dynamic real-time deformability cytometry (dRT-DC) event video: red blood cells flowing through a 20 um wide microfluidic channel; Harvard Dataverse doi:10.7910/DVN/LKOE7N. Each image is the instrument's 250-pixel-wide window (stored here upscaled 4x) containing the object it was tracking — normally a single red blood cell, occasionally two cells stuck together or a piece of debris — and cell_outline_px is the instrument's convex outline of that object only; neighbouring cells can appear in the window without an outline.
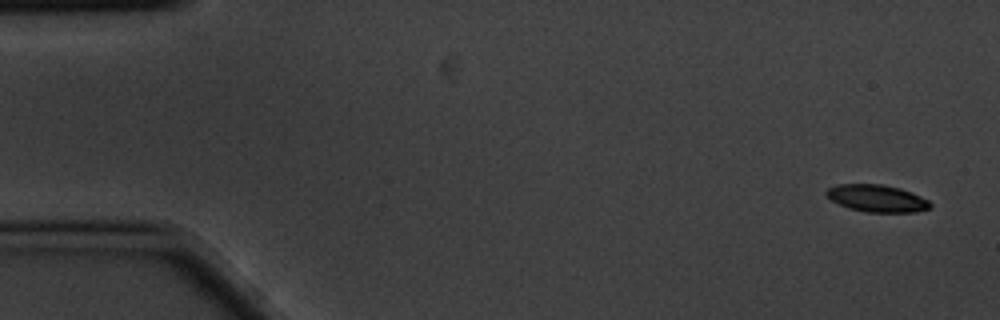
{"species": "common noctule bat (a hibernating species)", "species_latin": "Nyctalus noctula", "temperature_condition": "cold", "stored_images_in_passage": 4, "camera_frame_rate_fps": 3000, "um_per_image_px": 0.085, "animal": {"sex": "male", "body_mass_g": 20.1, "forearm_length_mm": 53.5}, "frame": {"image": 1, "passage_image": 1, "time_ms": 0.0, "image_size_px": [1000, 320], "cell_outline_px": [[932, 204], [928, 208], [916, 212], [868, 212], [848, 208], [832, 200], [824, 192], [828, 188], [836, 184], [880, 184], [900, 188], [912, 192], [928, 200]], "centroid_in_image_um": [74.53, 16.85], "position_along_channel_um": 10.5, "area_um2": 16.36}}
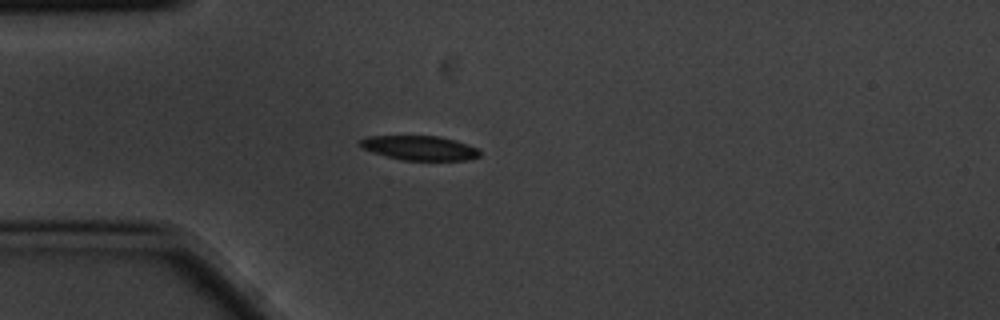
{"frame": {"image": 2, "passage_image": 4, "time_ms": 1.0, "image_size_px": [1000, 320], "cell_outline_px": [[480, 156], [464, 160], [400, 160], [384, 156], [360, 148], [356, 144], [356, 140], [368, 136], [440, 136], [456, 140], [480, 148]], "centroid_in_image_um": [35.6, 12.57], "position_along_channel_um": 49.4, "area_um2": 17.46}}